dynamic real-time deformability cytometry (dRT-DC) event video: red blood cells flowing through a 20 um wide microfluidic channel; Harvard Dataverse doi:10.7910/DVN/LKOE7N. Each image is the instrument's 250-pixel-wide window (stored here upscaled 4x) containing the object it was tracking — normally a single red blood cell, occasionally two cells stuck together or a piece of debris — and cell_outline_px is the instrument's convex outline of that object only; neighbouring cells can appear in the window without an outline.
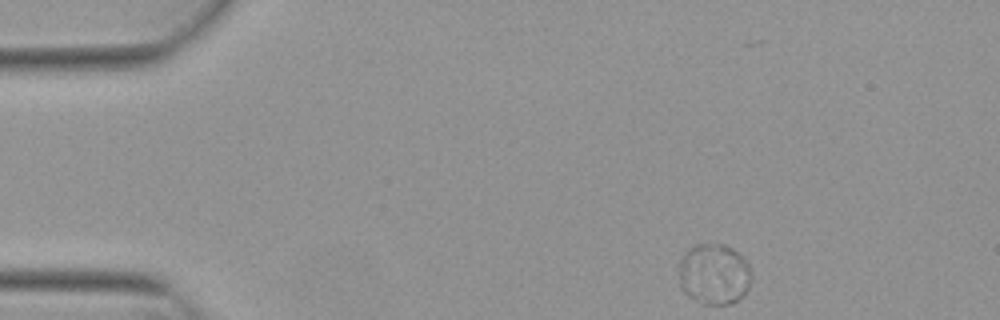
{"species": "Egyptian fruit bat (a non-hibernating species)", "species_latin": "Rousettus aegyptiacus", "temperature_condition": "warm", "stored_images_in_passage": 25, "camera_frame_rate_fps": 3000, "um_per_image_px": 0.085, "animal": {"sex": "female"}, "frame": {"image": 1, "passage_image": 1, "time_ms": 0.0, "image_size_px": [1000, 320], "cell_outline_px": [[752, 276], [748, 288], [744, 296], [728, 304], [704, 304], [692, 300], [680, 288], [680, 260], [696, 244], [724, 244], [732, 248], [748, 264]], "centroid_in_image_um": [60.7, 23.33], "position_along_channel_um": 24.3, "area_um2": 25.55}}
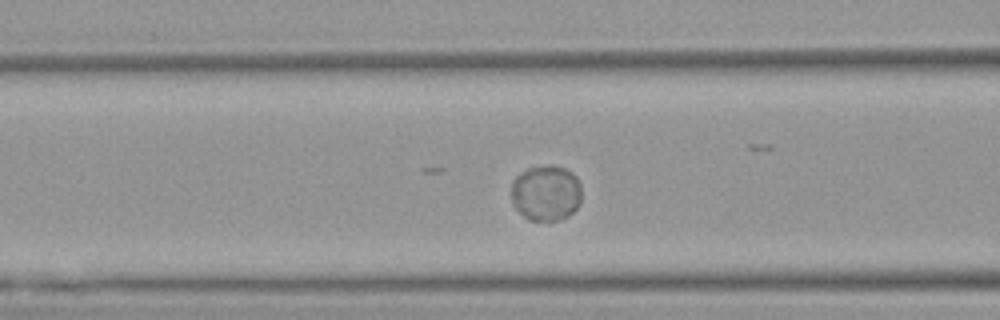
{"frame": {"image": 2, "passage_image": 15, "time_ms": 4.667, "image_size_px": [1000, 320], "cell_outline_px": [[580, 204], [568, 216], [560, 220], [528, 220], [512, 204], [512, 180], [520, 172], [528, 168], [548, 164], [564, 168], [572, 172], [576, 176], [580, 184]], "centroid_in_image_um": [46.4, 16.39], "position_along_channel_um": 120.2, "area_um2": 22.95}}
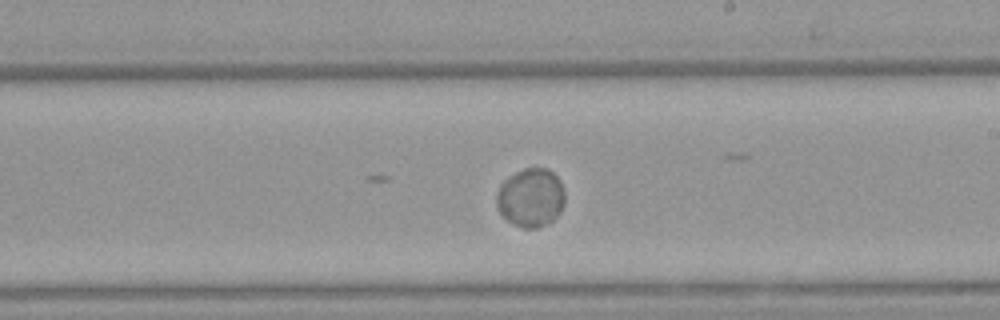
{"frame": {"image": 3, "passage_image": 25, "time_ms": 8.0, "image_size_px": [1000, 320], "cell_outline_px": [[564, 204], [560, 212], [552, 220], [536, 228], [524, 228], [512, 224], [500, 212], [496, 204], [496, 192], [500, 184], [508, 176], [524, 168], [548, 168], [560, 180], [564, 192]], "centroid_in_image_um": [45.1, 16.78], "position_along_channel_um": 243.9, "area_um2": 23.35}}